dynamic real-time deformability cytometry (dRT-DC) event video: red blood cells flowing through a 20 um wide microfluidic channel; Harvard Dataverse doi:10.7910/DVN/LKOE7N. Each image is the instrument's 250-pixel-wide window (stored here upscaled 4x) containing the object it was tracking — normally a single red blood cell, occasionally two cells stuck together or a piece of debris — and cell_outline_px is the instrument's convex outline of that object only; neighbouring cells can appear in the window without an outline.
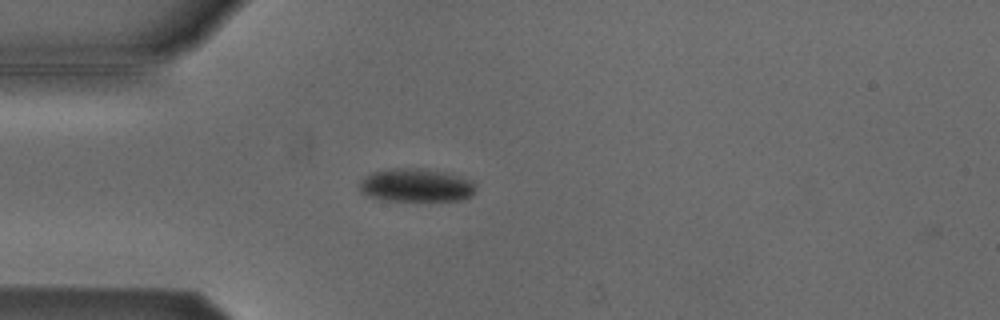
{"species": "Egyptian fruit bat (a non-hibernating species)", "species_latin": "Rousettus aegyptiacus", "temperature_condition": "cold", "stored_images_in_passage": 4, "camera_frame_rate_fps": 3000, "um_per_image_px": 0.085, "animal": {"sex": "male"}, "frame": {"image": 1, "passage_image": 4, "time_ms": 1.0, "image_size_px": [1000, 320], "cell_outline_px": [[476, 192], [472, 196], [464, 200], [384, 200], [368, 196], [360, 192], [360, 180], [364, 176], [372, 172], [392, 168], [412, 168], [444, 172], [468, 180], [476, 184]], "centroid_in_image_um": [35.35, 15.76], "position_along_channel_um": 49.7, "area_um2": 22.37}}